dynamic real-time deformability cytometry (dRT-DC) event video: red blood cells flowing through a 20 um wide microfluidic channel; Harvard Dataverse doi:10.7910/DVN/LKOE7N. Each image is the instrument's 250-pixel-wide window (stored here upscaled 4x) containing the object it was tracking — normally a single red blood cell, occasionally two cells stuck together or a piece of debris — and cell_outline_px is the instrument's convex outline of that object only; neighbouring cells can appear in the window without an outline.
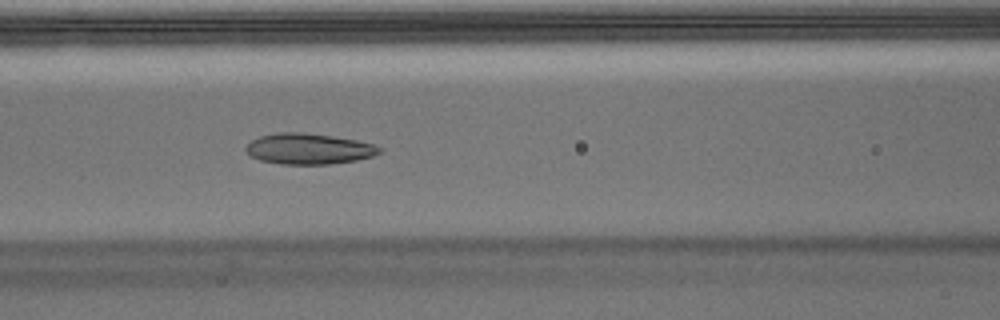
{"species": "Egyptian fruit bat (a non-hibernating species)", "species_latin": "Rousettus aegyptiacus", "temperature_condition": "warm", "stored_images_in_passage": 46, "camera_frame_rate_fps": 3000, "um_per_image_px": 0.085, "animal": {"sex": "male"}, "frame": {"image": 1, "passage_image": 20, "time_ms": 6.333, "image_size_px": [1000, 320], "cell_outline_px": [[380, 152], [372, 156], [356, 160], [328, 164], [280, 164], [260, 160], [252, 156], [244, 148], [252, 140], [260, 136], [280, 132], [304, 132], [332, 136], [356, 140], [372, 144], [380, 148]], "centroid_in_image_um": [26.22, 12.64], "position_along_channel_um": 140.4, "area_um2": 23.7}}
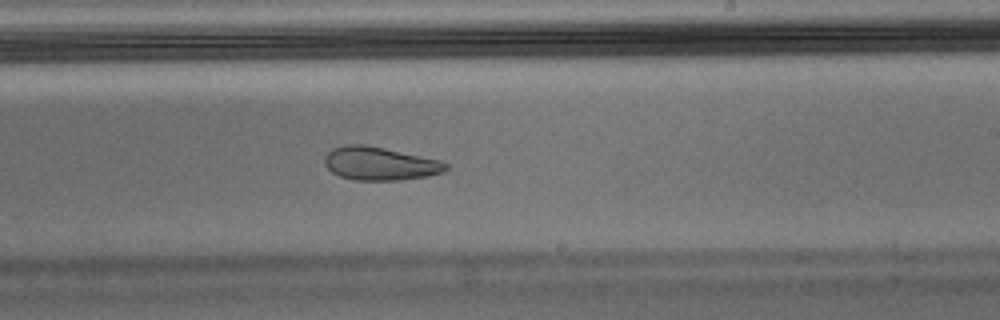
{"frame": {"image": 2, "passage_image": 28, "time_ms": 9.0, "image_size_px": [1000, 320], "cell_outline_px": [[448, 168], [444, 172], [428, 176], [400, 180], [356, 180], [340, 176], [332, 172], [324, 164], [324, 156], [332, 148], [344, 144], [364, 144], [384, 148], [440, 160], [448, 164]], "centroid_in_image_um": [32.27, 13.9], "position_along_channel_um": 256.7, "area_um2": 23.58}}
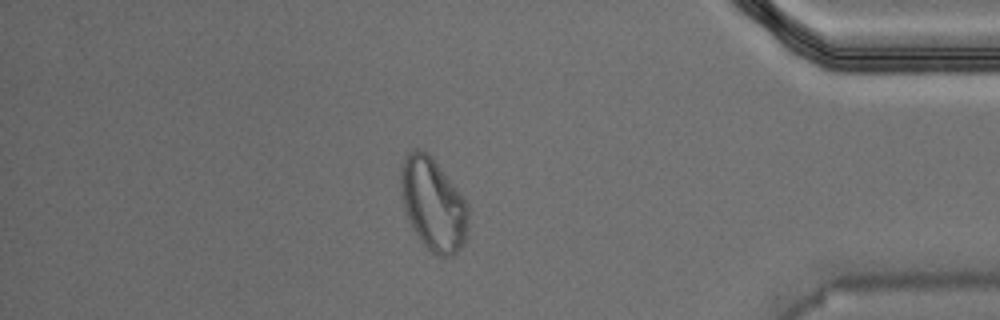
{"frame": {"image": 3, "passage_image": 40, "time_ms": 13.0, "image_size_px": [1000, 320], "cell_outline_px": [[468, 236], [464, 244], [452, 256], [440, 256], [432, 252], [420, 240], [412, 228], [404, 208], [400, 188], [400, 168], [408, 152], [412, 148], [420, 148], [436, 164], [456, 188], [468, 204]], "centroid_in_image_um": [36.82, 17.4], "position_along_channel_um": 398.4, "area_um2": 36.07}}